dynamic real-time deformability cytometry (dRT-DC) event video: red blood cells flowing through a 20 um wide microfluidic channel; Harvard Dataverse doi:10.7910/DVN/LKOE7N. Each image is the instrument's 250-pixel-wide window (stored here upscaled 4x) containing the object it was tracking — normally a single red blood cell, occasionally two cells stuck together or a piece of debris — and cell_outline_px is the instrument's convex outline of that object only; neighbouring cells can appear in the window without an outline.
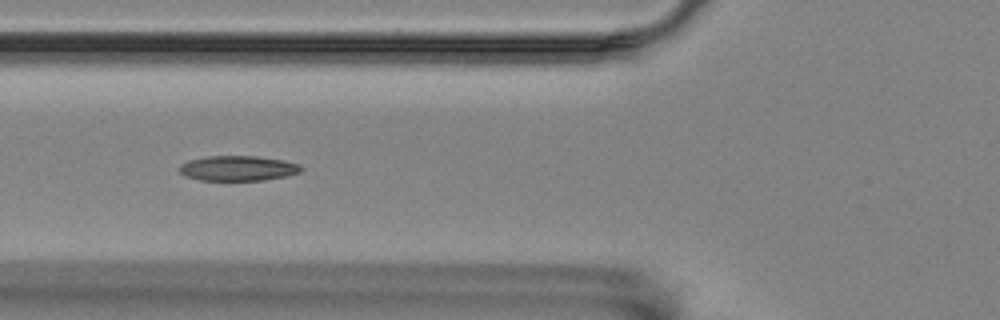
{"species": "Egyptian fruit bat (a non-hibernating species)", "species_latin": "Rousettus aegyptiacus", "temperature_condition": "room temperature", "stored_images_in_passage": 6, "camera_frame_rate_fps": 3000, "um_per_image_px": 0.085, "animal": {"sex": "female"}, "frame": {"image": 1, "passage_image": 5, "time_ms": 1.333, "image_size_px": [1000, 320], "cell_outline_px": [[304, 168], [300, 172], [284, 176], [264, 180], [200, 180], [184, 176], [176, 168], [180, 164], [188, 160], [208, 156], [256, 156], [280, 160], [300, 164]], "centroid_in_image_um": [20.17, 14.3], "position_along_channel_um": 105.6, "area_um2": 17.8}}